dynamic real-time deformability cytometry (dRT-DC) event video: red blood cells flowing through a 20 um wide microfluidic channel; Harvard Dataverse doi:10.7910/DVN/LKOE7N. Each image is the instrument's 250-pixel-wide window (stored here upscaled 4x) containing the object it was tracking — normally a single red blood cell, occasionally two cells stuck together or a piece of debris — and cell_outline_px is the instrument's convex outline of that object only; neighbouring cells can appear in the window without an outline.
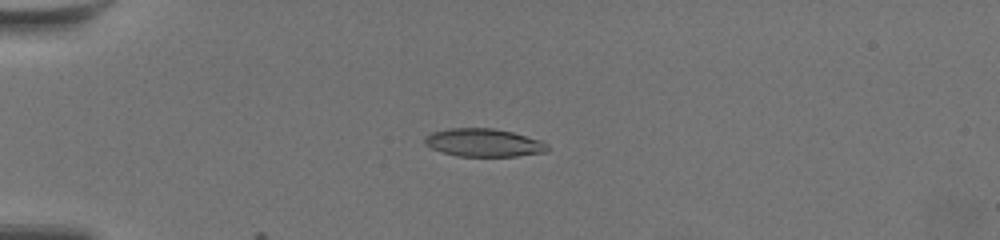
{"species": "common noctule bat (a hibernating species)", "species_latin": "Nyctalus noctula", "temperature_condition": "warm", "stored_images_in_passage": 5, "camera_frame_rate_fps": 3000, "um_per_image_px": 0.085, "animal": {"sex": "female", "body_mass_g": 19.5, "forearm_length_mm": 54.1}, "frame": {"image": 1, "passage_image": 1, "time_ms": 0.0, "image_size_px": [1000, 240], "cell_outline_px": [[548, 148], [544, 152], [516, 156], [456, 156], [432, 148], [424, 144], [424, 136], [432, 132], [448, 128], [492, 128], [512, 132], [540, 140], [548, 144]], "centroid_in_image_um": [41.08, 12.12], "position_along_channel_um": 43.9, "area_um2": 19.94}}